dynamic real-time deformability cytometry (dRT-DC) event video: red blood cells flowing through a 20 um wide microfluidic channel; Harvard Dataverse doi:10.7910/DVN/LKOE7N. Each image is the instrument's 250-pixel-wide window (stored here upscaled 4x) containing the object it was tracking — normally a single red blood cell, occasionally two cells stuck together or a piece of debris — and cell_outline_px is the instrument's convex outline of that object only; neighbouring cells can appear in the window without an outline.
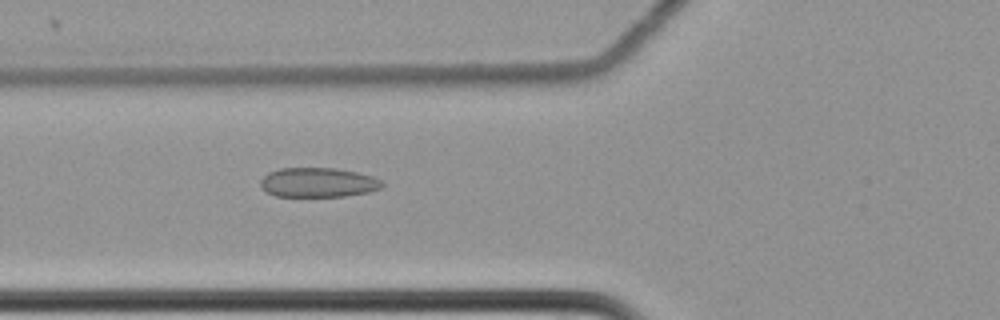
{"species": "common noctule bat (a hibernating species)", "species_latin": "Nyctalus noctula", "temperature_condition": "cold", "stored_images_in_passage": 16, "camera_frame_rate_fps": 3000, "um_per_image_px": 0.085, "animal": {"sex": "female", "body_mass_g": 22.7, "forearm_length_mm": 54.2}, "frame": {"image": 1, "passage_image": 16, "time_ms": 5.0, "image_size_px": [1000, 320], "cell_outline_px": [[384, 184], [380, 188], [368, 192], [344, 196], [276, 196], [260, 188], [260, 180], [268, 172], [280, 168], [336, 168], [356, 172], [372, 176], [380, 180]], "centroid_in_image_um": [27.01, 15.5], "position_along_channel_um": 98.8, "area_um2": 20.87}}